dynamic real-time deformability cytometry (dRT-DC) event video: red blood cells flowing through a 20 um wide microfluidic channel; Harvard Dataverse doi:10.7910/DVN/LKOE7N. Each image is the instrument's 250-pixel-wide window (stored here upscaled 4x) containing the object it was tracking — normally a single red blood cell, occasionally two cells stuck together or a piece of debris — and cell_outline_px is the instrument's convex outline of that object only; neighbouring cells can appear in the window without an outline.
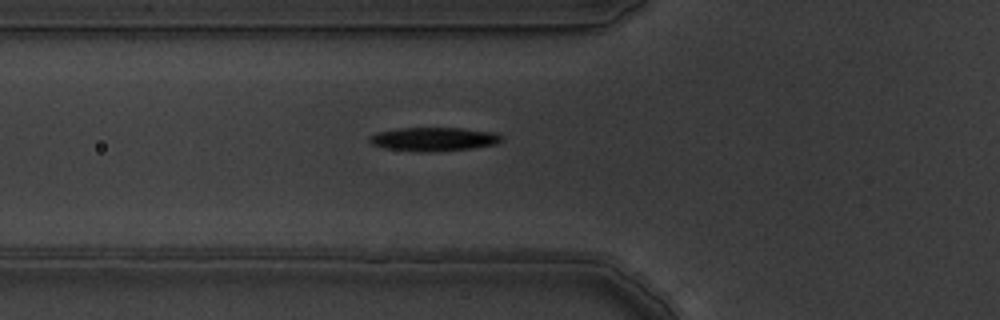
{"species": "common noctule bat (a hibernating species)", "species_latin": "Nyctalus noctula", "temperature_condition": "warm", "stored_images_in_passage": 2, "camera_frame_rate_fps": 3000, "um_per_image_px": 0.085, "animal": {"sex": "male", "body_mass_g": 19.5, "forearm_length_mm": 54.6}, "frame": {"image": 1, "passage_image": 2, "time_ms": 0.333, "image_size_px": [1000, 320], "cell_outline_px": [[504, 140], [496, 144], [472, 148], [432, 152], [420, 152], [384, 148], [372, 144], [368, 140], [368, 136], [376, 132], [400, 128], [460, 128], [496, 132], [504, 136]], "centroid_in_image_um": [36.89, 11.83], "position_along_channel_um": 88.9, "area_um2": 18.5}}